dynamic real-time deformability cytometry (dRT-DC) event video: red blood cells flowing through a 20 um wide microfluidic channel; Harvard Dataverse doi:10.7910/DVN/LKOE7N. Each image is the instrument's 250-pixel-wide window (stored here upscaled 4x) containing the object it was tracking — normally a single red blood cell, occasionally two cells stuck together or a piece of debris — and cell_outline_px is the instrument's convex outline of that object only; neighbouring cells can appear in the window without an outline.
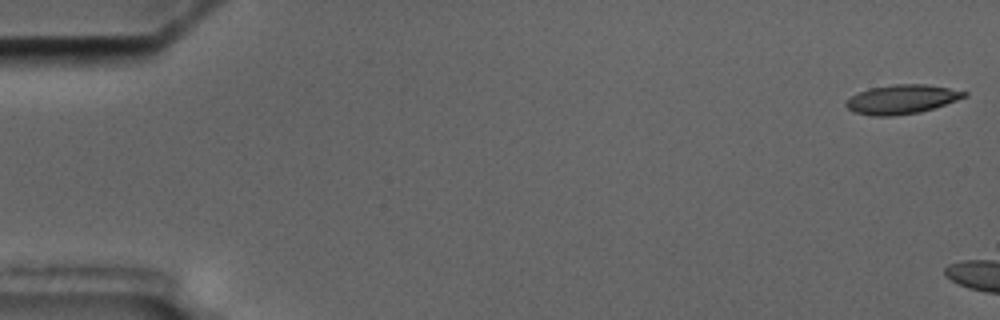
{"species": "common noctule bat (a hibernating species)", "species_latin": "Nyctalus noctula", "temperature_condition": "cold", "stored_images_in_passage": 3, "camera_frame_rate_fps": 3000, "um_per_image_px": 0.085, "animal": {"sex": "male", "body_mass_g": 17.5, "forearm_length_mm": 52.3}, "frame": {"image": 1, "passage_image": 1, "time_ms": 0.0, "image_size_px": [1000, 320], "cell_outline_px": [[968, 96], [920, 112], [892, 116], [872, 116], [856, 112], [848, 108], [844, 104], [852, 96], [860, 92], [872, 88], [892, 84], [924, 84], [948, 88], [968, 92]], "centroid_in_image_um": [76.66, 8.44], "position_along_channel_um": 8.3, "area_um2": 19.71}}